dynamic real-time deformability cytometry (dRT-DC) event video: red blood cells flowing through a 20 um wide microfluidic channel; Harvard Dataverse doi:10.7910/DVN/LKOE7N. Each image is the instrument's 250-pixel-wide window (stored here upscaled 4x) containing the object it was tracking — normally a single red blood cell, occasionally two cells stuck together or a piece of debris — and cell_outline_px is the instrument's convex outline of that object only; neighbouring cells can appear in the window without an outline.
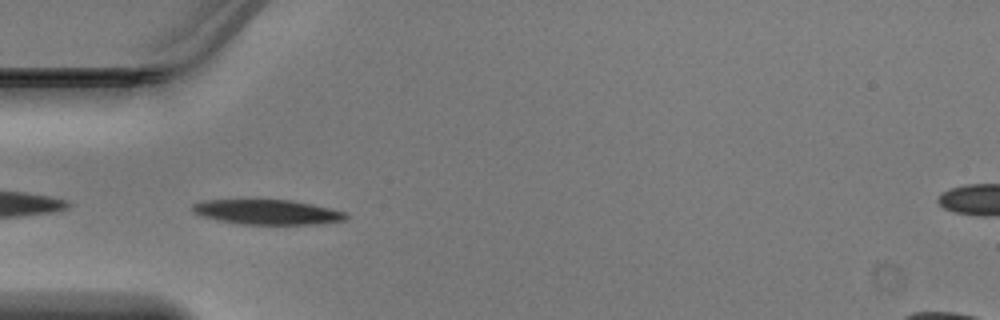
{"species": "Egyptian fruit bat (a non-hibernating species)", "species_latin": "Rousettus aegyptiacus", "temperature_condition": "warm", "stored_images_in_passage": 33, "camera_frame_rate_fps": 3000, "um_per_image_px": 0.085, "animal": {"sex": "male"}, "frame": {"image": 1, "passage_image": 1, "time_ms": 0.0, "image_size_px": [1000, 320], "cell_outline_px": [[348, 216], [344, 220], [308, 224], [244, 224], [220, 220], [204, 216], [192, 212], [192, 204], [204, 200], [256, 196], [292, 200], [312, 204], [348, 212]], "centroid_in_image_um": [22.66, 17.95], "position_along_channel_um": 62.3, "area_um2": 23.18}}
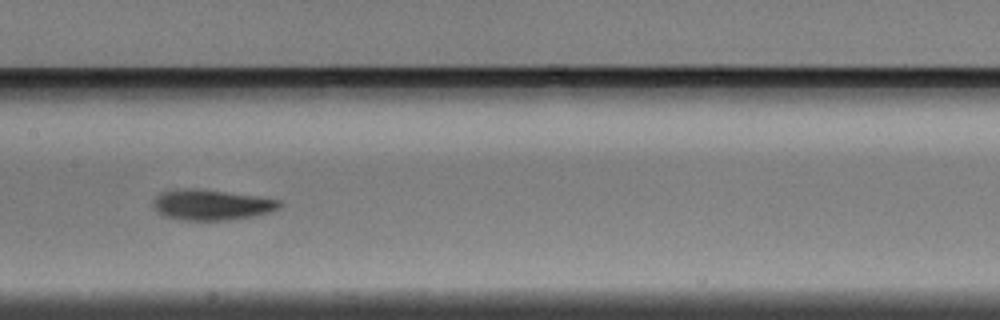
{"frame": {"image": 2, "passage_image": 10, "time_ms": 3.0, "image_size_px": [1000, 320], "cell_outline_px": [[284, 204], [280, 208], [268, 212], [252, 216], [224, 220], [184, 220], [164, 216], [152, 204], [152, 200], [160, 192], [180, 188], [200, 188], [256, 196], [280, 200]], "centroid_in_image_um": [17.97, 17.39], "position_along_channel_um": 189.4, "area_um2": 22.48}}
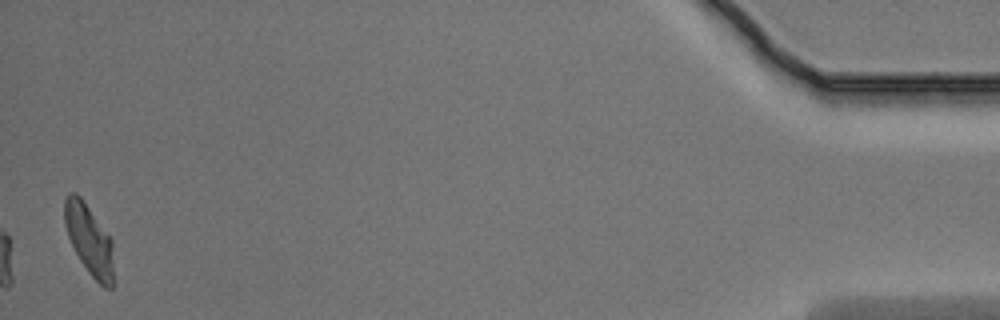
{"frame": {"image": 3, "passage_image": 33, "time_ms": 10.667, "image_size_px": [1000, 320], "cell_outline_px": [[112, 288], [104, 288], [88, 272], [80, 260], [68, 236], [64, 224], [64, 200], [68, 192], [76, 192], [80, 196], [112, 240]], "centroid_in_image_um": [7.55, 20.34], "position_along_channel_um": 427.7, "area_um2": 19.77}}